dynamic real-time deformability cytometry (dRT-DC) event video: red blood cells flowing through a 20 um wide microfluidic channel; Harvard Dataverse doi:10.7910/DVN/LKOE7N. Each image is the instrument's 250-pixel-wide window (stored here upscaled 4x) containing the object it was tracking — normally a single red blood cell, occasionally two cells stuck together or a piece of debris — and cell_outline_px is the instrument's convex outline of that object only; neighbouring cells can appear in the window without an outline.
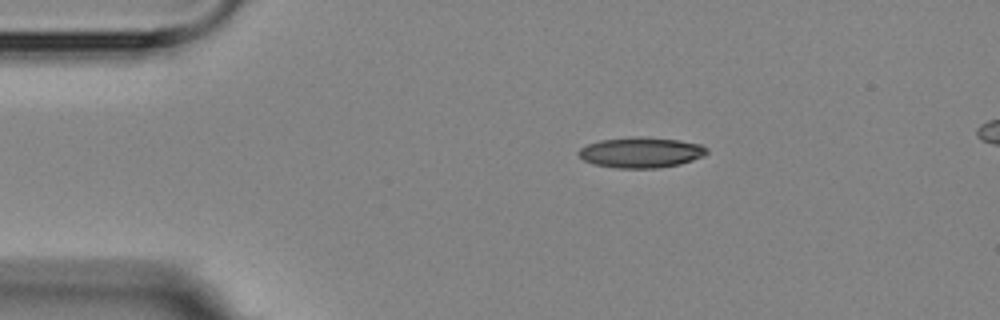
{"species": "Egyptian fruit bat (a non-hibernating species)", "species_latin": "Rousettus aegyptiacus", "temperature_condition": "room temperature", "stored_images_in_passage": 15, "segment_of_instrument_passage": [1, 2], "camera_frame_rate_fps": 3000, "um_per_image_px": 0.085, "animal": {"sex": "female"}, "frame": {"image": 1, "passage_image": 1, "time_ms": 0.0, "image_size_px": [1000, 320], "cell_outline_px": [[708, 152], [704, 156], [680, 164], [660, 168], [616, 168], [592, 164], [584, 160], [576, 152], [580, 148], [588, 144], [600, 140], [636, 136], [640, 136], [676, 140], [700, 144], [708, 148]], "centroid_in_image_um": [54.47, 12.96], "position_along_channel_um": 30.5, "area_um2": 22.89}}
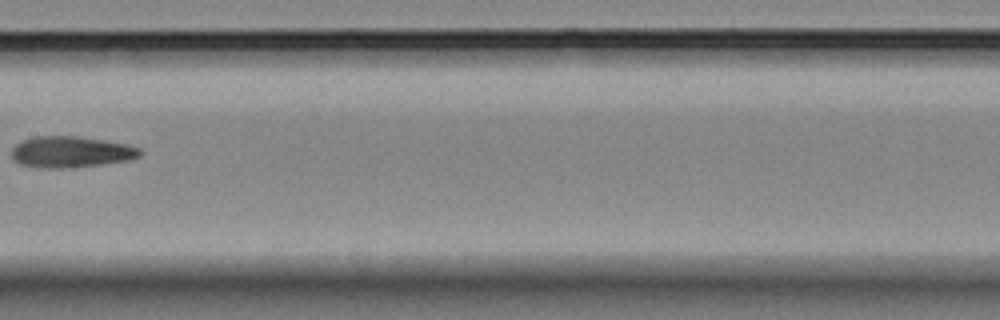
{"frame": {"image": 2, "passage_image": 6, "time_ms": 6.0, "image_size_px": [1000, 320], "cell_outline_px": [[140, 156], [128, 160], [100, 164], [60, 168], [40, 168], [20, 164], [12, 160], [12, 148], [20, 140], [32, 136], [80, 136], [128, 144], [140, 148]], "centroid_in_image_um": [5.98, 12.9], "position_along_channel_um": 201.4, "area_um2": 23.41}}
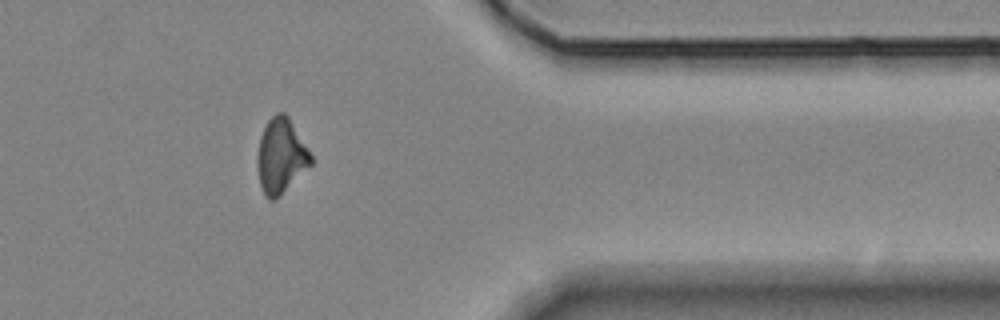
{"frame": {"image": 3, "passage_image": 11, "time_ms": 11.667, "image_size_px": [1000, 320], "cell_outline_px": [[312, 164], [272, 200], [268, 200], [260, 184], [256, 168], [256, 156], [260, 136], [268, 120], [276, 112], [284, 112], [288, 116], [312, 156]], "centroid_in_image_um": [23.84, 13.21], "position_along_channel_um": 387.6, "area_um2": 22.89}}